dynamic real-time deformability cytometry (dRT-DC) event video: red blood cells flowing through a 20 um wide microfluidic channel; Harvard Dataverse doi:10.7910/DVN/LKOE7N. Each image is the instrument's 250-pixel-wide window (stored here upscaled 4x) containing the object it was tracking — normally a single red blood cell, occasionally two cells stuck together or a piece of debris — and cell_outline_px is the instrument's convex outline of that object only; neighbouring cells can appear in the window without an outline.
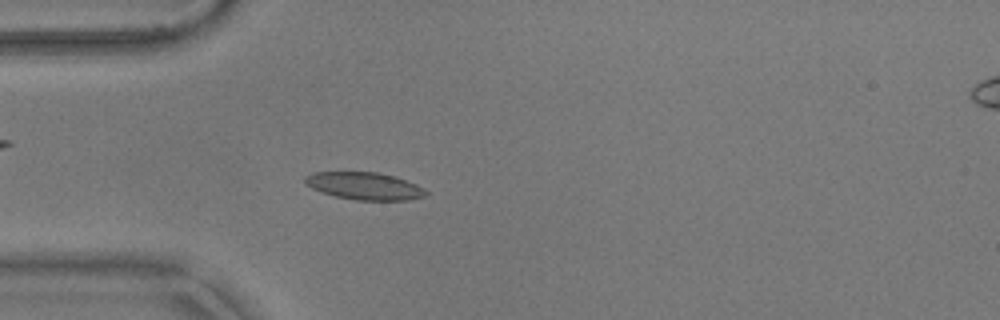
{"species": "common noctule bat (a hibernating species)", "species_latin": "Nyctalus noctula", "temperature_condition": "warm", "stored_images_in_passage": 54, "camera_frame_rate_fps": 3000, "um_per_image_px": 0.085, "animal": {"sex": "male", "body_mass_g": 17.9}, "frame": {"image": 1, "passage_image": 15, "time_ms": 4.667, "image_size_px": [1000, 320], "cell_outline_px": [[428, 196], [408, 200], [356, 200], [336, 196], [312, 188], [304, 180], [304, 176], [312, 172], [376, 172], [396, 176], [416, 184], [424, 188], [428, 192]], "centroid_in_image_um": [31.03, 15.8], "position_along_channel_um": 54.0, "area_um2": 19.31}}
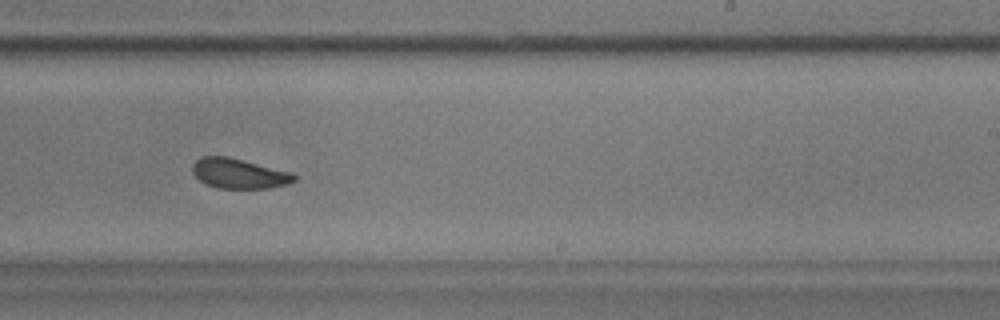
{"frame": {"image": 2, "passage_image": 33, "time_ms": 10.667, "image_size_px": [1000, 320], "cell_outline_px": [[296, 180], [288, 184], [268, 188], [216, 188], [204, 184], [192, 172], [192, 164], [200, 156], [228, 156], [292, 172], [296, 176]], "centroid_in_image_um": [20.3, 14.74], "position_along_channel_um": 268.7, "area_um2": 17.92}}
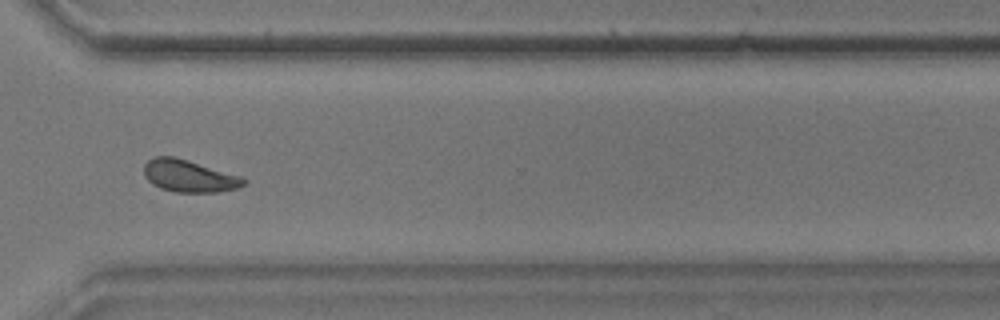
{"frame": {"image": 3, "passage_image": 40, "time_ms": 13.0, "image_size_px": [1000, 320], "cell_outline_px": [[248, 180], [244, 184], [236, 188], [220, 192], [176, 192], [160, 188], [152, 184], [144, 176], [144, 164], [152, 156], [176, 156], [240, 176]], "centroid_in_image_um": [16.04, 14.95], "position_along_channel_um": 354.6, "area_um2": 18.79}, "authors_computed_cell_mechanics": {"area_um2": 18.6116, "velocity_mm_per_s": 3.668, "shape_relaxation_time_tau1_ms": 5.4942, "shape_relaxation_time_tau2_ms": 1.3609, "deformation_change_tau1": 0.1064, "deformation_change_tau2": 0.066}}